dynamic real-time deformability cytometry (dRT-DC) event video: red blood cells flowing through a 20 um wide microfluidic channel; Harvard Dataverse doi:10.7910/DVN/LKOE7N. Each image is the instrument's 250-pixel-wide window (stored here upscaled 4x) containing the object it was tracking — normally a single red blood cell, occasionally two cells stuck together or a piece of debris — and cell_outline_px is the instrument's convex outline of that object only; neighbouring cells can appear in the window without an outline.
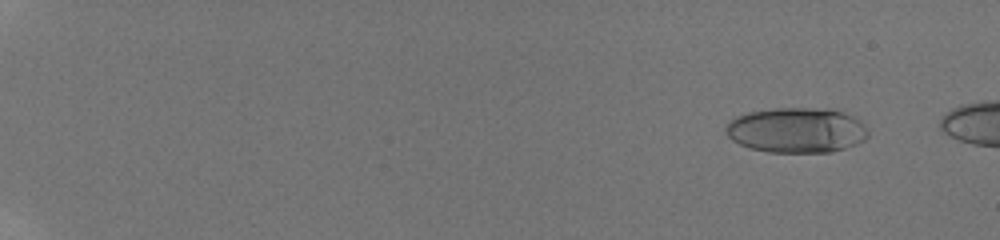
{"species": "human", "species_latin": "Homo sapiens", "temperature_condition": "room temperature", "stored_images_in_passage": 19, "camera_frame_rate_fps": 3000, "um_per_image_px": 0.085, "donor": {"sex": "male"}, "frame": {"image": 1, "passage_image": 6, "time_ms": 1.667, "image_size_px": [1000, 240], "cell_outline_px": [[868, 136], [864, 140], [856, 144], [832, 152], [768, 152], [752, 148], [740, 144], [732, 140], [724, 132], [724, 128], [728, 120], [736, 116], [748, 112], [776, 108], [832, 108], [844, 112], [852, 116], [868, 132]], "centroid_in_image_um": [67.66, 11.06], "position_along_channel_um": 17.3, "area_um2": 37.51}}